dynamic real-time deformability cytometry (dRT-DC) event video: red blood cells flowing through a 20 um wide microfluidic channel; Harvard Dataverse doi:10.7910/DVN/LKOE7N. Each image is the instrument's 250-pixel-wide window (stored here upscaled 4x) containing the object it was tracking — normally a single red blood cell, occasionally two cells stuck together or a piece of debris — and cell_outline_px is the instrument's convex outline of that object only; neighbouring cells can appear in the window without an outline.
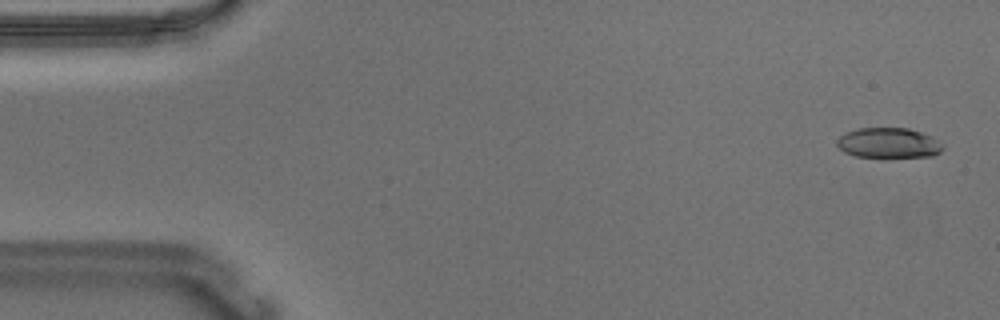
{"species": "Egyptian fruit bat (a non-hibernating species)", "species_latin": "Rousettus aegyptiacus", "temperature_condition": "warm", "stored_images_in_passage": 43, "camera_frame_rate_fps": 3000, "um_per_image_px": 0.085, "animal": {"sex": "male"}, "frame": {"image": 1, "passage_image": 2, "time_ms": 0.333, "image_size_px": [1000, 320], "cell_outline_px": [[944, 148], [940, 152], [932, 156], [856, 156], [844, 152], [836, 144], [836, 140], [840, 136], [856, 128], [908, 128], [932, 136], [944, 144]], "centroid_in_image_um": [75.55, 12.13], "position_along_channel_um": 9.5, "area_um2": 18.44}}
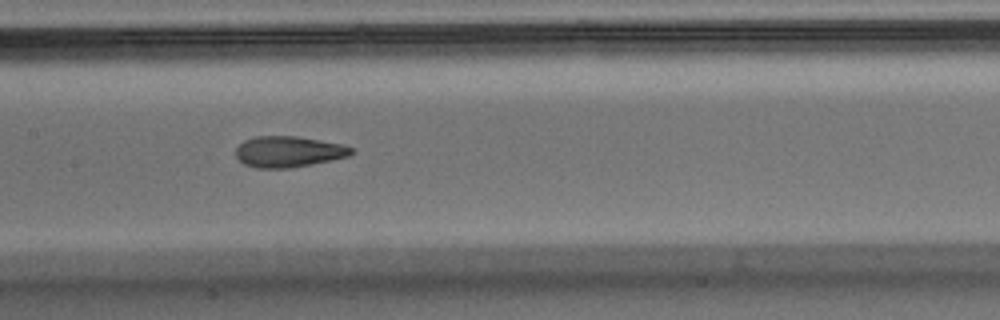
{"frame": {"image": 2, "passage_image": 26, "time_ms": 8.333, "image_size_px": [1000, 320], "cell_outline_px": [[352, 152], [348, 156], [332, 160], [292, 168], [256, 168], [244, 164], [236, 156], [236, 148], [244, 140], [256, 136], [296, 136], [344, 144], [352, 148]], "centroid_in_image_um": [24.51, 12.89], "position_along_channel_um": 182.9, "area_um2": 20.87}}
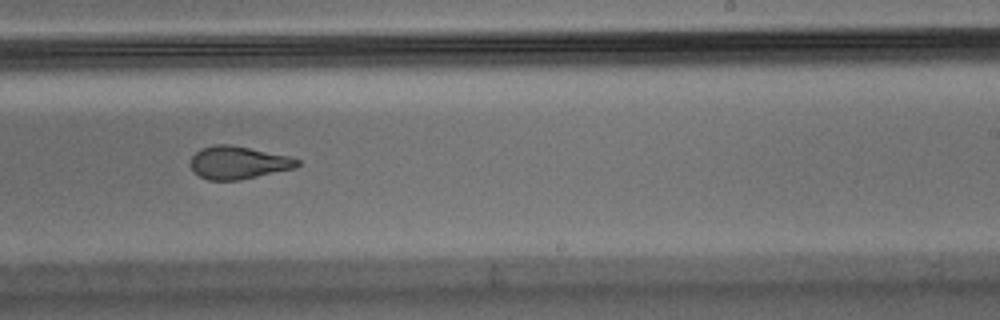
{"frame": {"image": 3, "passage_image": 33, "time_ms": 10.667, "image_size_px": [1000, 320], "cell_outline_px": [[300, 164], [296, 168], [240, 180], [208, 180], [200, 176], [192, 168], [192, 156], [200, 148], [212, 144], [232, 144], [288, 156], [300, 160]], "centroid_in_image_um": [20.27, 13.81], "position_along_channel_um": 268.7, "area_um2": 20.4}, "authors_computed_cell_mechanics": {"area_um2": 20.519, "velocity_mm_per_s": 3.6994, "shape_relaxation_time_tau1_ms": null, "shape_relaxation_time_tau2_ms": 1.978, "deformation_change_tau1": null, "deformation_change_tau2": 0.1042}}